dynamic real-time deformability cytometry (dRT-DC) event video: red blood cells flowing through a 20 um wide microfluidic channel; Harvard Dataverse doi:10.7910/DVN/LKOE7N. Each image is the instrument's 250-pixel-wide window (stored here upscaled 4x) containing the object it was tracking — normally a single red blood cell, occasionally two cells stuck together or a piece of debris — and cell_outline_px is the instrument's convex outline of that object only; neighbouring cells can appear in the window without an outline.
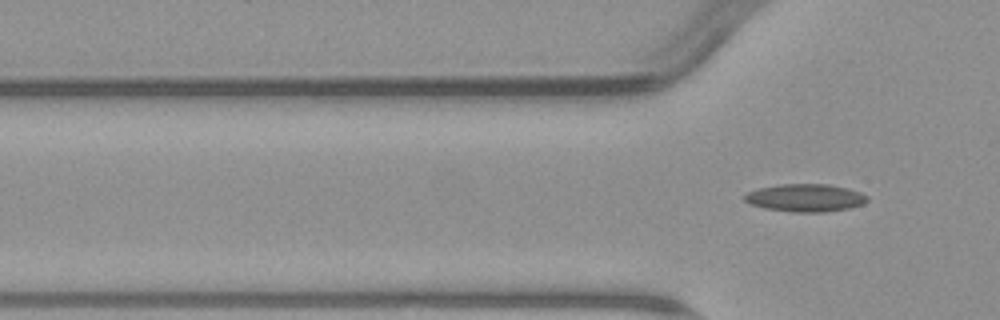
{"species": "common noctule bat (a hibernating species)", "species_latin": "Nyctalus noctula", "temperature_condition": "warm", "stored_images_in_passage": 6, "segment_of_instrument_passage": [2, 2], "camera_frame_rate_fps": 3000, "um_per_image_px": 0.085, "animal": {"sex": "male", "body_mass_g": 23.1, "forearm_length_mm": 52.7}, "frame": {"image": 1, "passage_image": 6, "time_ms": 6.0, "image_size_px": [1000, 320], "cell_outline_px": [[868, 200], [864, 204], [848, 208], [824, 212], [792, 212], [764, 208], [748, 204], [744, 200], [744, 196], [748, 192], [760, 188], [780, 184], [828, 184], [848, 188], [860, 192], [868, 196]], "centroid_in_image_um": [68.46, 16.82], "position_along_channel_um": 57.3, "area_um2": 19.88}}